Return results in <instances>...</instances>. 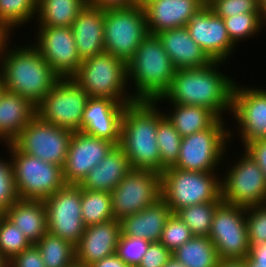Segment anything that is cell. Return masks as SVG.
I'll list each match as a JSON object with an SVG mask.
<instances>
[{"label":"cell","mask_w":266,"mask_h":267,"mask_svg":"<svg viewBox=\"0 0 266 267\" xmlns=\"http://www.w3.org/2000/svg\"><path fill=\"white\" fill-rule=\"evenodd\" d=\"M8 267H46L41 253L35 244L8 261Z\"/></svg>","instance_id":"f6af8a7d"},{"label":"cell","mask_w":266,"mask_h":267,"mask_svg":"<svg viewBox=\"0 0 266 267\" xmlns=\"http://www.w3.org/2000/svg\"><path fill=\"white\" fill-rule=\"evenodd\" d=\"M81 60L99 55L104 50V9L87 5L71 25Z\"/></svg>","instance_id":"603a6c76"},{"label":"cell","mask_w":266,"mask_h":267,"mask_svg":"<svg viewBox=\"0 0 266 267\" xmlns=\"http://www.w3.org/2000/svg\"><path fill=\"white\" fill-rule=\"evenodd\" d=\"M225 123V119L219 118L208 129L182 137L179 157L172 167L187 171L219 172L217 167L225 160L224 155L228 154L226 149H230L227 144L230 146L235 135Z\"/></svg>","instance_id":"52a82bcc"},{"label":"cell","mask_w":266,"mask_h":267,"mask_svg":"<svg viewBox=\"0 0 266 267\" xmlns=\"http://www.w3.org/2000/svg\"><path fill=\"white\" fill-rule=\"evenodd\" d=\"M223 200L183 207L175 214L189 227L194 236H208L216 208Z\"/></svg>","instance_id":"836d02e7"},{"label":"cell","mask_w":266,"mask_h":267,"mask_svg":"<svg viewBox=\"0 0 266 267\" xmlns=\"http://www.w3.org/2000/svg\"><path fill=\"white\" fill-rule=\"evenodd\" d=\"M204 4L200 0H148L145 11L150 34L185 27L192 15Z\"/></svg>","instance_id":"7402d4cb"},{"label":"cell","mask_w":266,"mask_h":267,"mask_svg":"<svg viewBox=\"0 0 266 267\" xmlns=\"http://www.w3.org/2000/svg\"><path fill=\"white\" fill-rule=\"evenodd\" d=\"M217 267H246L245 259H219Z\"/></svg>","instance_id":"f907efd6"},{"label":"cell","mask_w":266,"mask_h":267,"mask_svg":"<svg viewBox=\"0 0 266 267\" xmlns=\"http://www.w3.org/2000/svg\"><path fill=\"white\" fill-rule=\"evenodd\" d=\"M176 69L206 67L213 62L185 27L157 34Z\"/></svg>","instance_id":"cb8c5ba5"},{"label":"cell","mask_w":266,"mask_h":267,"mask_svg":"<svg viewBox=\"0 0 266 267\" xmlns=\"http://www.w3.org/2000/svg\"><path fill=\"white\" fill-rule=\"evenodd\" d=\"M71 267H88V266H84V265H80L78 263H75Z\"/></svg>","instance_id":"91938a15"},{"label":"cell","mask_w":266,"mask_h":267,"mask_svg":"<svg viewBox=\"0 0 266 267\" xmlns=\"http://www.w3.org/2000/svg\"><path fill=\"white\" fill-rule=\"evenodd\" d=\"M248 258L257 266H266V242L250 245Z\"/></svg>","instance_id":"c3c4849f"},{"label":"cell","mask_w":266,"mask_h":267,"mask_svg":"<svg viewBox=\"0 0 266 267\" xmlns=\"http://www.w3.org/2000/svg\"><path fill=\"white\" fill-rule=\"evenodd\" d=\"M160 176L161 198L168 204L172 213L186 206L222 200L219 172H197L167 167Z\"/></svg>","instance_id":"8992f818"},{"label":"cell","mask_w":266,"mask_h":267,"mask_svg":"<svg viewBox=\"0 0 266 267\" xmlns=\"http://www.w3.org/2000/svg\"><path fill=\"white\" fill-rule=\"evenodd\" d=\"M172 256L185 267H217L219 258L214 243L208 236H193Z\"/></svg>","instance_id":"4dcf8cb0"},{"label":"cell","mask_w":266,"mask_h":267,"mask_svg":"<svg viewBox=\"0 0 266 267\" xmlns=\"http://www.w3.org/2000/svg\"><path fill=\"white\" fill-rule=\"evenodd\" d=\"M126 105L110 98L90 97L84 109L81 131L119 145Z\"/></svg>","instance_id":"ffe728a7"},{"label":"cell","mask_w":266,"mask_h":267,"mask_svg":"<svg viewBox=\"0 0 266 267\" xmlns=\"http://www.w3.org/2000/svg\"><path fill=\"white\" fill-rule=\"evenodd\" d=\"M120 235L121 223L115 218L86 226L80 241L75 245L76 263L90 266L115 254Z\"/></svg>","instance_id":"44dd1931"},{"label":"cell","mask_w":266,"mask_h":267,"mask_svg":"<svg viewBox=\"0 0 266 267\" xmlns=\"http://www.w3.org/2000/svg\"><path fill=\"white\" fill-rule=\"evenodd\" d=\"M208 5L222 19L244 13H260V0H213Z\"/></svg>","instance_id":"b9f144b4"},{"label":"cell","mask_w":266,"mask_h":267,"mask_svg":"<svg viewBox=\"0 0 266 267\" xmlns=\"http://www.w3.org/2000/svg\"><path fill=\"white\" fill-rule=\"evenodd\" d=\"M88 267H129L120 257L116 254L105 257L100 261L94 262Z\"/></svg>","instance_id":"681fc988"},{"label":"cell","mask_w":266,"mask_h":267,"mask_svg":"<svg viewBox=\"0 0 266 267\" xmlns=\"http://www.w3.org/2000/svg\"><path fill=\"white\" fill-rule=\"evenodd\" d=\"M113 146L112 142L83 131L73 132L63 167L65 183L78 185L89 171L106 157Z\"/></svg>","instance_id":"d6986e66"},{"label":"cell","mask_w":266,"mask_h":267,"mask_svg":"<svg viewBox=\"0 0 266 267\" xmlns=\"http://www.w3.org/2000/svg\"><path fill=\"white\" fill-rule=\"evenodd\" d=\"M104 50L126 63L149 34L142 5L104 9Z\"/></svg>","instance_id":"9c48e42d"},{"label":"cell","mask_w":266,"mask_h":267,"mask_svg":"<svg viewBox=\"0 0 266 267\" xmlns=\"http://www.w3.org/2000/svg\"><path fill=\"white\" fill-rule=\"evenodd\" d=\"M172 214L168 204L161 198L140 212L123 217L121 235L159 242L168 217Z\"/></svg>","instance_id":"484cf974"},{"label":"cell","mask_w":266,"mask_h":267,"mask_svg":"<svg viewBox=\"0 0 266 267\" xmlns=\"http://www.w3.org/2000/svg\"><path fill=\"white\" fill-rule=\"evenodd\" d=\"M171 257L172 252L162 243L151 242L137 267H164Z\"/></svg>","instance_id":"ee69618b"},{"label":"cell","mask_w":266,"mask_h":267,"mask_svg":"<svg viewBox=\"0 0 266 267\" xmlns=\"http://www.w3.org/2000/svg\"><path fill=\"white\" fill-rule=\"evenodd\" d=\"M12 34H10L1 24H0V58L5 44L11 39Z\"/></svg>","instance_id":"816d5d0a"},{"label":"cell","mask_w":266,"mask_h":267,"mask_svg":"<svg viewBox=\"0 0 266 267\" xmlns=\"http://www.w3.org/2000/svg\"><path fill=\"white\" fill-rule=\"evenodd\" d=\"M81 210L85 226L112 220L114 216L111 194L81 188Z\"/></svg>","instance_id":"d6a6232c"},{"label":"cell","mask_w":266,"mask_h":267,"mask_svg":"<svg viewBox=\"0 0 266 267\" xmlns=\"http://www.w3.org/2000/svg\"><path fill=\"white\" fill-rule=\"evenodd\" d=\"M87 3L88 0H38L37 27H71Z\"/></svg>","instance_id":"f546056e"},{"label":"cell","mask_w":266,"mask_h":267,"mask_svg":"<svg viewBox=\"0 0 266 267\" xmlns=\"http://www.w3.org/2000/svg\"><path fill=\"white\" fill-rule=\"evenodd\" d=\"M227 167L221 179L224 203L243 207L266 204V177L254 159L245 151ZM229 168V169H228Z\"/></svg>","instance_id":"8fae6325"},{"label":"cell","mask_w":266,"mask_h":267,"mask_svg":"<svg viewBox=\"0 0 266 267\" xmlns=\"http://www.w3.org/2000/svg\"><path fill=\"white\" fill-rule=\"evenodd\" d=\"M132 169L119 145H114L98 165L78 184L82 189L110 193Z\"/></svg>","instance_id":"d4e9b609"},{"label":"cell","mask_w":266,"mask_h":267,"mask_svg":"<svg viewBox=\"0 0 266 267\" xmlns=\"http://www.w3.org/2000/svg\"><path fill=\"white\" fill-rule=\"evenodd\" d=\"M203 4L208 5L210 4L213 0H200Z\"/></svg>","instance_id":"680465c9"},{"label":"cell","mask_w":266,"mask_h":267,"mask_svg":"<svg viewBox=\"0 0 266 267\" xmlns=\"http://www.w3.org/2000/svg\"><path fill=\"white\" fill-rule=\"evenodd\" d=\"M87 92L72 77L60 78L36 105V115L43 121L72 132L81 131Z\"/></svg>","instance_id":"30bf717a"},{"label":"cell","mask_w":266,"mask_h":267,"mask_svg":"<svg viewBox=\"0 0 266 267\" xmlns=\"http://www.w3.org/2000/svg\"><path fill=\"white\" fill-rule=\"evenodd\" d=\"M35 116L36 105L28 98L5 90L0 99V144L12 143Z\"/></svg>","instance_id":"4316f807"},{"label":"cell","mask_w":266,"mask_h":267,"mask_svg":"<svg viewBox=\"0 0 266 267\" xmlns=\"http://www.w3.org/2000/svg\"><path fill=\"white\" fill-rule=\"evenodd\" d=\"M5 147L10 152L19 199L43 201L66 185L61 166L24 154L12 143Z\"/></svg>","instance_id":"ba28073f"},{"label":"cell","mask_w":266,"mask_h":267,"mask_svg":"<svg viewBox=\"0 0 266 267\" xmlns=\"http://www.w3.org/2000/svg\"><path fill=\"white\" fill-rule=\"evenodd\" d=\"M2 158H0V212L3 214L19 197L11 160Z\"/></svg>","instance_id":"7bdbcfd3"},{"label":"cell","mask_w":266,"mask_h":267,"mask_svg":"<svg viewBox=\"0 0 266 267\" xmlns=\"http://www.w3.org/2000/svg\"><path fill=\"white\" fill-rule=\"evenodd\" d=\"M10 41L3 47L0 58L4 87L37 105L60 77L31 43L16 47Z\"/></svg>","instance_id":"3957f363"},{"label":"cell","mask_w":266,"mask_h":267,"mask_svg":"<svg viewBox=\"0 0 266 267\" xmlns=\"http://www.w3.org/2000/svg\"><path fill=\"white\" fill-rule=\"evenodd\" d=\"M225 27L231 41L237 45L241 40L246 41L248 38L258 34L261 29L265 28L260 13H244L238 16L224 18ZM263 27V28H261Z\"/></svg>","instance_id":"74e56055"},{"label":"cell","mask_w":266,"mask_h":267,"mask_svg":"<svg viewBox=\"0 0 266 267\" xmlns=\"http://www.w3.org/2000/svg\"><path fill=\"white\" fill-rule=\"evenodd\" d=\"M219 259H245L250 244L246 225V207L222 202L215 210L208 235Z\"/></svg>","instance_id":"4fadbf2b"},{"label":"cell","mask_w":266,"mask_h":267,"mask_svg":"<svg viewBox=\"0 0 266 267\" xmlns=\"http://www.w3.org/2000/svg\"><path fill=\"white\" fill-rule=\"evenodd\" d=\"M139 5H143L148 0H137Z\"/></svg>","instance_id":"94428289"},{"label":"cell","mask_w":266,"mask_h":267,"mask_svg":"<svg viewBox=\"0 0 266 267\" xmlns=\"http://www.w3.org/2000/svg\"><path fill=\"white\" fill-rule=\"evenodd\" d=\"M164 267H185L178 260H176L173 256L168 260L167 264Z\"/></svg>","instance_id":"db71d44e"},{"label":"cell","mask_w":266,"mask_h":267,"mask_svg":"<svg viewBox=\"0 0 266 267\" xmlns=\"http://www.w3.org/2000/svg\"><path fill=\"white\" fill-rule=\"evenodd\" d=\"M32 244L22 231L9 221L3 214L0 215V254L10 261Z\"/></svg>","instance_id":"8d00e7d4"},{"label":"cell","mask_w":266,"mask_h":267,"mask_svg":"<svg viewBox=\"0 0 266 267\" xmlns=\"http://www.w3.org/2000/svg\"><path fill=\"white\" fill-rule=\"evenodd\" d=\"M260 16L263 25L266 26V0H260Z\"/></svg>","instance_id":"f5cc1de1"},{"label":"cell","mask_w":266,"mask_h":267,"mask_svg":"<svg viewBox=\"0 0 266 267\" xmlns=\"http://www.w3.org/2000/svg\"><path fill=\"white\" fill-rule=\"evenodd\" d=\"M115 219L142 211L161 199L160 174L132 168L110 192Z\"/></svg>","instance_id":"5bb4252c"},{"label":"cell","mask_w":266,"mask_h":267,"mask_svg":"<svg viewBox=\"0 0 266 267\" xmlns=\"http://www.w3.org/2000/svg\"><path fill=\"white\" fill-rule=\"evenodd\" d=\"M46 267H71L76 263L75 245L47 232L36 244Z\"/></svg>","instance_id":"1f68e13d"},{"label":"cell","mask_w":266,"mask_h":267,"mask_svg":"<svg viewBox=\"0 0 266 267\" xmlns=\"http://www.w3.org/2000/svg\"><path fill=\"white\" fill-rule=\"evenodd\" d=\"M31 45L60 78L72 77L81 66L71 27H37Z\"/></svg>","instance_id":"2e32d148"},{"label":"cell","mask_w":266,"mask_h":267,"mask_svg":"<svg viewBox=\"0 0 266 267\" xmlns=\"http://www.w3.org/2000/svg\"><path fill=\"white\" fill-rule=\"evenodd\" d=\"M242 151H245L254 159L266 177V139L246 142Z\"/></svg>","instance_id":"bcb514c9"},{"label":"cell","mask_w":266,"mask_h":267,"mask_svg":"<svg viewBox=\"0 0 266 267\" xmlns=\"http://www.w3.org/2000/svg\"><path fill=\"white\" fill-rule=\"evenodd\" d=\"M72 78L89 97L110 98L121 104L136 101L127 89V63L110 53L103 52L82 60Z\"/></svg>","instance_id":"5b68a950"},{"label":"cell","mask_w":266,"mask_h":267,"mask_svg":"<svg viewBox=\"0 0 266 267\" xmlns=\"http://www.w3.org/2000/svg\"><path fill=\"white\" fill-rule=\"evenodd\" d=\"M5 87H4V80L2 78V76L0 75V99L2 97V95L4 94L5 92Z\"/></svg>","instance_id":"11a10c76"},{"label":"cell","mask_w":266,"mask_h":267,"mask_svg":"<svg viewBox=\"0 0 266 267\" xmlns=\"http://www.w3.org/2000/svg\"><path fill=\"white\" fill-rule=\"evenodd\" d=\"M186 28L192 39L212 61L230 60L227 58L232 57L236 45L228 35L224 20L217 16L209 5L204 4L198 9L186 24Z\"/></svg>","instance_id":"ac0fdd59"},{"label":"cell","mask_w":266,"mask_h":267,"mask_svg":"<svg viewBox=\"0 0 266 267\" xmlns=\"http://www.w3.org/2000/svg\"><path fill=\"white\" fill-rule=\"evenodd\" d=\"M246 225L250 245L266 242V204L246 207Z\"/></svg>","instance_id":"60d3db41"},{"label":"cell","mask_w":266,"mask_h":267,"mask_svg":"<svg viewBox=\"0 0 266 267\" xmlns=\"http://www.w3.org/2000/svg\"><path fill=\"white\" fill-rule=\"evenodd\" d=\"M150 243L143 238L120 235L115 254L129 267H137Z\"/></svg>","instance_id":"ab89813d"},{"label":"cell","mask_w":266,"mask_h":267,"mask_svg":"<svg viewBox=\"0 0 266 267\" xmlns=\"http://www.w3.org/2000/svg\"><path fill=\"white\" fill-rule=\"evenodd\" d=\"M222 63L227 62L213 61L206 67L176 69L169 89L155 101L158 105L169 101L168 104L201 106L224 119L228 112L232 114L236 81L218 69Z\"/></svg>","instance_id":"6da1fadb"},{"label":"cell","mask_w":266,"mask_h":267,"mask_svg":"<svg viewBox=\"0 0 266 267\" xmlns=\"http://www.w3.org/2000/svg\"><path fill=\"white\" fill-rule=\"evenodd\" d=\"M0 267H8V261L0 254Z\"/></svg>","instance_id":"9f6ffc18"},{"label":"cell","mask_w":266,"mask_h":267,"mask_svg":"<svg viewBox=\"0 0 266 267\" xmlns=\"http://www.w3.org/2000/svg\"><path fill=\"white\" fill-rule=\"evenodd\" d=\"M43 203L46 207L47 232L76 245L86 228L82 220L81 187L66 184Z\"/></svg>","instance_id":"9a60e30c"},{"label":"cell","mask_w":266,"mask_h":267,"mask_svg":"<svg viewBox=\"0 0 266 267\" xmlns=\"http://www.w3.org/2000/svg\"><path fill=\"white\" fill-rule=\"evenodd\" d=\"M72 135L71 130L47 123L36 115L12 144L24 154L63 168Z\"/></svg>","instance_id":"7c38bea8"},{"label":"cell","mask_w":266,"mask_h":267,"mask_svg":"<svg viewBox=\"0 0 266 267\" xmlns=\"http://www.w3.org/2000/svg\"><path fill=\"white\" fill-rule=\"evenodd\" d=\"M156 139L161 167L165 170L167 167H172L177 162L182 137L169 120L164 117L158 123Z\"/></svg>","instance_id":"d590c367"},{"label":"cell","mask_w":266,"mask_h":267,"mask_svg":"<svg viewBox=\"0 0 266 267\" xmlns=\"http://www.w3.org/2000/svg\"><path fill=\"white\" fill-rule=\"evenodd\" d=\"M193 236L189 227L175 213H172L165 223L159 242L169 251L174 252Z\"/></svg>","instance_id":"f35d334b"},{"label":"cell","mask_w":266,"mask_h":267,"mask_svg":"<svg viewBox=\"0 0 266 267\" xmlns=\"http://www.w3.org/2000/svg\"><path fill=\"white\" fill-rule=\"evenodd\" d=\"M170 106L171 110L169 108V112H164V116L181 137L206 130L219 119L213 111L201 106L175 103H170Z\"/></svg>","instance_id":"f1b7e54d"},{"label":"cell","mask_w":266,"mask_h":267,"mask_svg":"<svg viewBox=\"0 0 266 267\" xmlns=\"http://www.w3.org/2000/svg\"><path fill=\"white\" fill-rule=\"evenodd\" d=\"M37 7L38 0H0V24L12 34L35 19Z\"/></svg>","instance_id":"e575fe53"},{"label":"cell","mask_w":266,"mask_h":267,"mask_svg":"<svg viewBox=\"0 0 266 267\" xmlns=\"http://www.w3.org/2000/svg\"><path fill=\"white\" fill-rule=\"evenodd\" d=\"M3 215L17 226L31 244L47 233L46 207L41 200L18 199Z\"/></svg>","instance_id":"83f0119b"},{"label":"cell","mask_w":266,"mask_h":267,"mask_svg":"<svg viewBox=\"0 0 266 267\" xmlns=\"http://www.w3.org/2000/svg\"><path fill=\"white\" fill-rule=\"evenodd\" d=\"M175 72L160 38L149 33L127 62L129 90L134 86L135 100L155 101L169 89Z\"/></svg>","instance_id":"277c9868"},{"label":"cell","mask_w":266,"mask_h":267,"mask_svg":"<svg viewBox=\"0 0 266 267\" xmlns=\"http://www.w3.org/2000/svg\"><path fill=\"white\" fill-rule=\"evenodd\" d=\"M246 267H266V266H257L253 263L248 257L246 258Z\"/></svg>","instance_id":"6f0895ef"},{"label":"cell","mask_w":266,"mask_h":267,"mask_svg":"<svg viewBox=\"0 0 266 267\" xmlns=\"http://www.w3.org/2000/svg\"><path fill=\"white\" fill-rule=\"evenodd\" d=\"M156 101L127 104L121 120L119 146L134 169L163 172L156 139L158 123L165 117Z\"/></svg>","instance_id":"7a4b0ae2"},{"label":"cell","mask_w":266,"mask_h":267,"mask_svg":"<svg viewBox=\"0 0 266 267\" xmlns=\"http://www.w3.org/2000/svg\"><path fill=\"white\" fill-rule=\"evenodd\" d=\"M88 4L102 9L130 7L138 4L137 0H88Z\"/></svg>","instance_id":"7dc6e473"},{"label":"cell","mask_w":266,"mask_h":267,"mask_svg":"<svg viewBox=\"0 0 266 267\" xmlns=\"http://www.w3.org/2000/svg\"><path fill=\"white\" fill-rule=\"evenodd\" d=\"M231 117L240 132V142L266 139V89L240 86L235 82L232 93Z\"/></svg>","instance_id":"e0dca14e"}]
</instances>
